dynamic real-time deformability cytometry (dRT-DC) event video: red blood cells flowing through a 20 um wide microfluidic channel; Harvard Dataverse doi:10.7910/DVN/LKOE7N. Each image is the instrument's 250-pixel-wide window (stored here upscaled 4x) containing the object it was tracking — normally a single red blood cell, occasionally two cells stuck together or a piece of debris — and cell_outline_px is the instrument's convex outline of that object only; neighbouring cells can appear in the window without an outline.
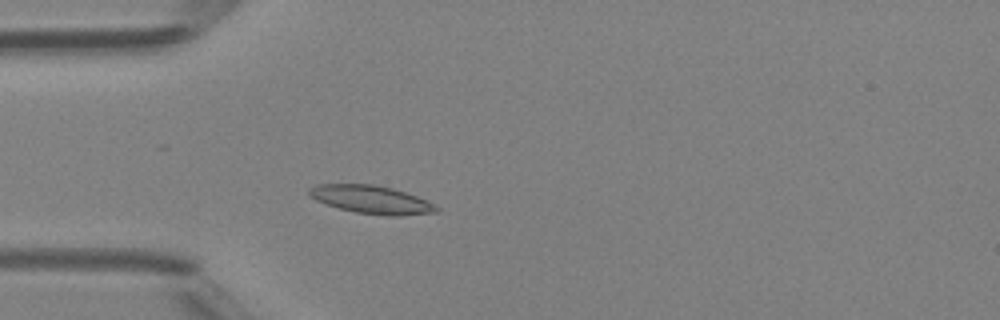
{"species": "Egyptian fruit bat (a non-hibernating species)", "species_latin": "Rousettus aegyptiacus", "temperature_condition": "room temperature", "stored_images_in_passage": 44, "camera_frame_rate_fps": 3000, "um_per_image_px": 0.085, "animal": {"sex": "female"}, "frame": {"image": 1, "passage_image": 10, "time_ms": 3.0, "image_size_px": [1000, 320], "cell_outline_px": [[440, 212], [400, 216], [388, 216], [356, 212], [340, 208], [316, 200], [308, 196], [308, 188], [316, 184], [372, 184], [392, 188], [416, 196], [440, 208]], "centroid_in_image_um": [31.55, 16.96], "position_along_channel_um": 53.4, "area_um2": 20.75}}
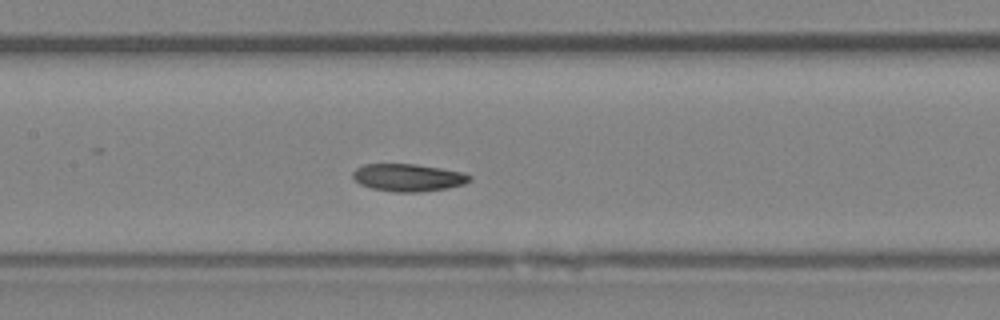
{"frame": {"image": 2, "passage_image": 19, "time_ms": 6.0, "image_size_px": [1000, 320], "cell_outline_px": [[472, 180], [464, 184], [448, 188], [420, 192], [392, 192], [372, 188], [360, 184], [352, 176], [352, 172], [356, 168], [364, 164], [416, 164], [464, 172], [472, 176]], "centroid_in_image_um": [34.72, 15.09], "position_along_channel_um": 172.7, "area_um2": 18.84}}
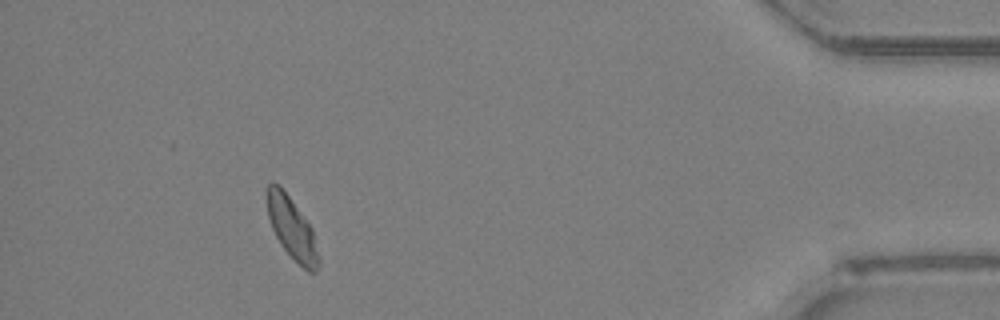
{"frame": {"image": 3, "passage_image": 40, "time_ms": 13.0, "image_size_px": [1000, 320], "cell_outline_px": [[320, 264], [316, 272], [308, 272], [280, 244], [272, 228], [268, 216], [264, 196], [268, 184], [272, 180], [280, 184], [312, 228], [320, 256]], "centroid_in_image_um": [24.79, 19.35], "position_along_channel_um": 410.4, "area_um2": 18.79}, "authors_computed_cell_mechanics": {"area_um2": 18.785, "velocity_mm_per_s": 4.2272, "shape_relaxation_time_tau1_ms": 3.4651, "shape_relaxation_time_tau2_ms": 4.1291, "deformation_change_tau1": 0.1009, "deformation_change_tau2": 0.0827}}